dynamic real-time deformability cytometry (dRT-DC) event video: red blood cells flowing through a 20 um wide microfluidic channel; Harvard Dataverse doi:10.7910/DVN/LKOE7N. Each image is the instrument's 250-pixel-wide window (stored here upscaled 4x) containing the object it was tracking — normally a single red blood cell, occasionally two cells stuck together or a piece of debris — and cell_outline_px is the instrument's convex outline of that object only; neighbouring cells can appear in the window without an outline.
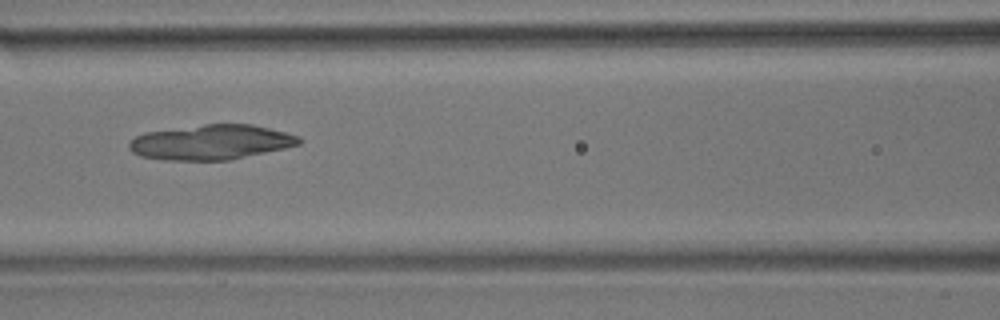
{"species": "common noctule bat (a hibernating species)", "species_latin": "Nyctalus noctula", "temperature_condition": "room temperature", "stored_images_in_passage": 11, "camera_frame_rate_fps": 3000, "um_per_image_px": 0.085, "animal": {"sex": "male", "body_mass_g": 17.9}, "frame": {"image": 1, "passage_image": 4, "time_ms": 1.0, "image_size_px": [1000, 320], "cell_outline_px": [[300, 144], [284, 148], [232, 160], [164, 160], [140, 156], [132, 152], [128, 148], [128, 144], [136, 136], [148, 132], [204, 124], [252, 124], [300, 136]], "centroid_in_image_um": [17.94, 12.1], "position_along_channel_um": 148.7, "area_um2": 34.39}}
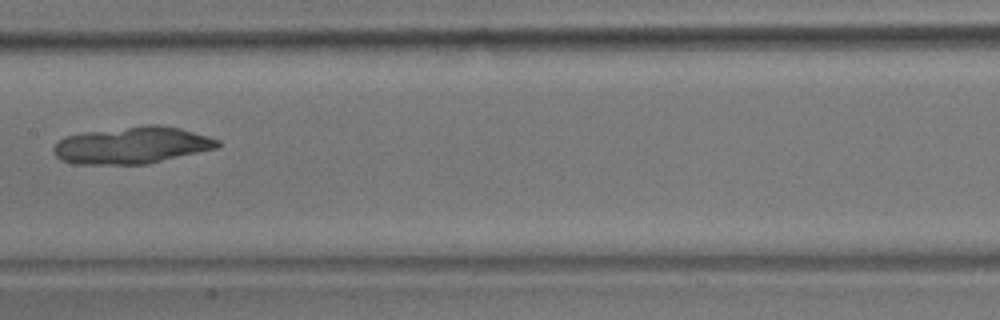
{"frame": {"image": 2, "passage_image": 5, "time_ms": 1.333, "image_size_px": [1000, 320], "cell_outline_px": [[220, 144], [216, 148], [148, 164], [76, 164], [60, 160], [52, 152], [52, 148], [64, 136], [84, 132], [144, 124], [160, 124], [180, 128], [208, 136], [220, 140]], "centroid_in_image_um": [11.2, 12.34], "position_along_channel_um": 196.2, "area_um2": 35.55}}
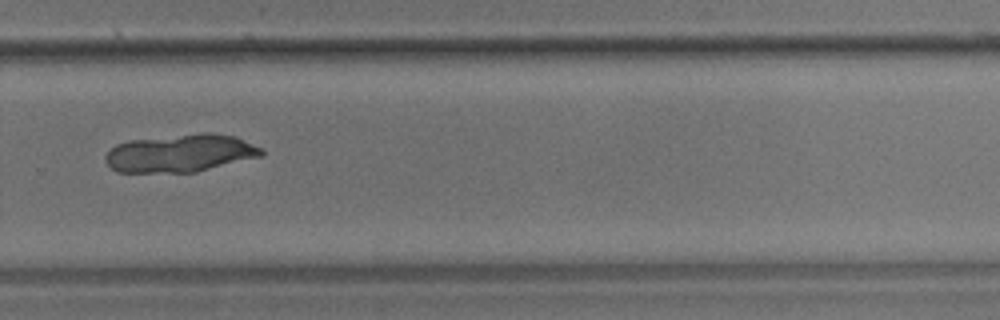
{"frame": {"image": 3, "passage_image": 8, "time_ms": 2.333, "image_size_px": [1000, 320], "cell_outline_px": [[264, 152], [260, 156], [196, 172], [116, 172], [104, 160], [104, 156], [116, 144], [132, 140], [200, 132], [208, 132], [236, 136], [260, 148]], "centroid_in_image_um": [15.31, 13.01], "position_along_channel_um": 314.5, "area_um2": 34.16}}